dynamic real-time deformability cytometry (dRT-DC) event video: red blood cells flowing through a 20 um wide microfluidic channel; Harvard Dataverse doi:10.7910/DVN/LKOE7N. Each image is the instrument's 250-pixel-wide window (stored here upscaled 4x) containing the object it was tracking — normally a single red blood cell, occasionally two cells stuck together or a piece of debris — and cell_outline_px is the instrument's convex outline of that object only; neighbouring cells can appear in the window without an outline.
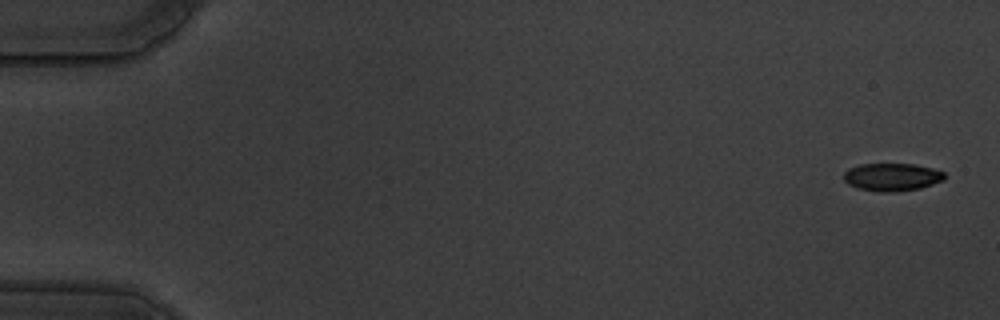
{"species": "common noctule bat (a hibernating species)", "species_latin": "Nyctalus noctula", "temperature_condition": "warm", "stored_images_in_passage": 57, "camera_frame_rate_fps": 3000, "um_per_image_px": 0.085, "animal": {"sex": "male", "body_mass_g": 19.5, "forearm_length_mm": 54.6}, "frame": {"image": 1, "passage_image": 1, "time_ms": 0.0, "image_size_px": [1000, 320], "cell_outline_px": [[944, 180], [920, 188], [896, 192], [880, 192], [856, 188], [848, 184], [844, 180], [844, 172], [848, 168], [860, 164], [912, 164], [932, 168], [944, 172]], "centroid_in_image_um": [75.79, 15.05], "position_along_channel_um": 9.2, "area_um2": 16.36}}
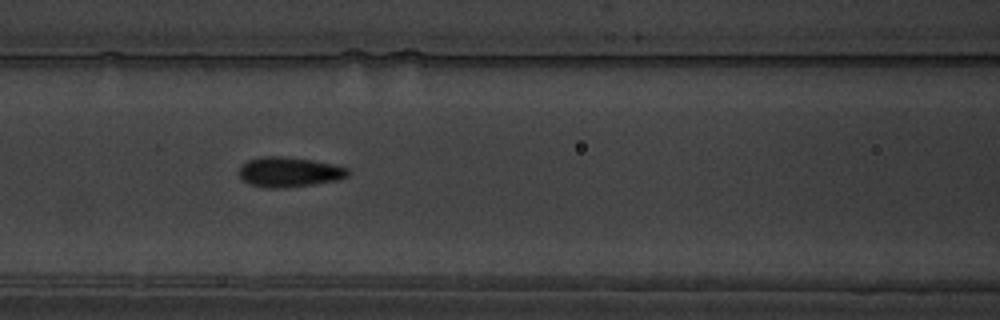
{"frame": {"image": 2, "passage_image": 25, "time_ms": 8.0, "image_size_px": [1000, 320], "cell_outline_px": [[348, 176], [336, 180], [312, 184], [284, 188], [272, 188], [248, 184], [240, 176], [240, 164], [248, 160], [260, 156], [280, 156], [312, 160], [332, 164], [348, 168]], "centroid_in_image_um": [24.54, 14.61], "position_along_channel_um": 142.1, "area_um2": 18.84}}
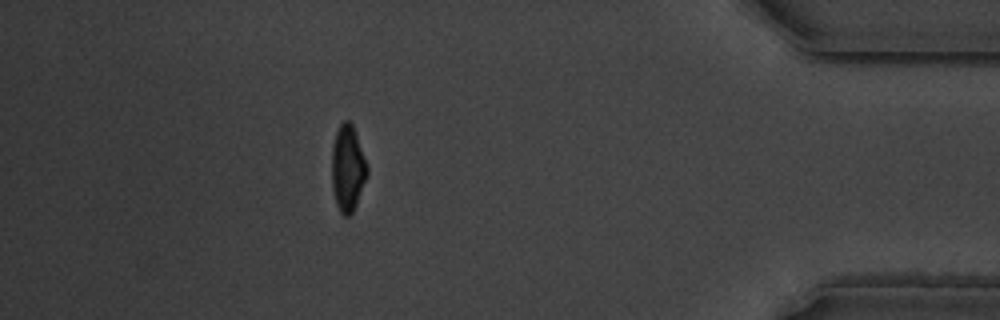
{"frame": {"image": 3, "passage_image": 51, "time_ms": 16.667, "image_size_px": [1000, 320], "cell_outline_px": [[368, 172], [356, 204], [352, 212], [348, 216], [344, 216], [340, 212], [336, 204], [332, 188], [332, 144], [336, 132], [340, 124], [344, 120], [348, 120], [352, 124], [368, 168]], "centroid_in_image_um": [29.53, 14.31], "position_along_channel_um": 405.7, "area_um2": 17.51}, "authors_computed_cell_mechanics": {"area_um2": 18.1492, "velocity_mm_per_s": 3.5351, "shape_relaxation_time_tau1_ms": 3.0461, "shape_relaxation_time_tau2_ms": 1.2944, "deformation_change_tau1": 0.1526, "deformation_change_tau2": 0.047}}